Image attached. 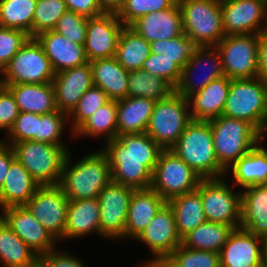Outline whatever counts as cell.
<instances>
[{
	"instance_id": "obj_1",
	"label": "cell",
	"mask_w": 267,
	"mask_h": 267,
	"mask_svg": "<svg viewBox=\"0 0 267 267\" xmlns=\"http://www.w3.org/2000/svg\"><path fill=\"white\" fill-rule=\"evenodd\" d=\"M101 150L111 168L112 182L148 189L162 148L146 133L124 134L105 142Z\"/></svg>"
},
{
	"instance_id": "obj_2",
	"label": "cell",
	"mask_w": 267,
	"mask_h": 267,
	"mask_svg": "<svg viewBox=\"0 0 267 267\" xmlns=\"http://www.w3.org/2000/svg\"><path fill=\"white\" fill-rule=\"evenodd\" d=\"M67 155L58 186L69 201L98 198L102 189L112 181L106 154L100 149L86 154L73 165Z\"/></svg>"
},
{
	"instance_id": "obj_3",
	"label": "cell",
	"mask_w": 267,
	"mask_h": 267,
	"mask_svg": "<svg viewBox=\"0 0 267 267\" xmlns=\"http://www.w3.org/2000/svg\"><path fill=\"white\" fill-rule=\"evenodd\" d=\"M171 150L202 179L227 176L215 155L209 121L191 120Z\"/></svg>"
},
{
	"instance_id": "obj_4",
	"label": "cell",
	"mask_w": 267,
	"mask_h": 267,
	"mask_svg": "<svg viewBox=\"0 0 267 267\" xmlns=\"http://www.w3.org/2000/svg\"><path fill=\"white\" fill-rule=\"evenodd\" d=\"M209 123L216 158L226 171L258 145L259 131L247 121L222 114Z\"/></svg>"
},
{
	"instance_id": "obj_5",
	"label": "cell",
	"mask_w": 267,
	"mask_h": 267,
	"mask_svg": "<svg viewBox=\"0 0 267 267\" xmlns=\"http://www.w3.org/2000/svg\"><path fill=\"white\" fill-rule=\"evenodd\" d=\"M182 28L196 47L216 46L224 37L221 0H178Z\"/></svg>"
},
{
	"instance_id": "obj_6",
	"label": "cell",
	"mask_w": 267,
	"mask_h": 267,
	"mask_svg": "<svg viewBox=\"0 0 267 267\" xmlns=\"http://www.w3.org/2000/svg\"><path fill=\"white\" fill-rule=\"evenodd\" d=\"M67 145H54L26 140L14 143L16 159L41 185H58L69 149Z\"/></svg>"
},
{
	"instance_id": "obj_7",
	"label": "cell",
	"mask_w": 267,
	"mask_h": 267,
	"mask_svg": "<svg viewBox=\"0 0 267 267\" xmlns=\"http://www.w3.org/2000/svg\"><path fill=\"white\" fill-rule=\"evenodd\" d=\"M190 121L188 99L174 91L155 103L146 133L162 149H171Z\"/></svg>"
},
{
	"instance_id": "obj_8",
	"label": "cell",
	"mask_w": 267,
	"mask_h": 267,
	"mask_svg": "<svg viewBox=\"0 0 267 267\" xmlns=\"http://www.w3.org/2000/svg\"><path fill=\"white\" fill-rule=\"evenodd\" d=\"M267 113V85L259 78L231 79L223 115L252 124L258 131Z\"/></svg>"
},
{
	"instance_id": "obj_9",
	"label": "cell",
	"mask_w": 267,
	"mask_h": 267,
	"mask_svg": "<svg viewBox=\"0 0 267 267\" xmlns=\"http://www.w3.org/2000/svg\"><path fill=\"white\" fill-rule=\"evenodd\" d=\"M3 86L45 84L53 81L55 72L42 45L29 38L1 72Z\"/></svg>"
},
{
	"instance_id": "obj_10",
	"label": "cell",
	"mask_w": 267,
	"mask_h": 267,
	"mask_svg": "<svg viewBox=\"0 0 267 267\" xmlns=\"http://www.w3.org/2000/svg\"><path fill=\"white\" fill-rule=\"evenodd\" d=\"M202 178L171 149H163L152 173L150 188L166 202L194 191Z\"/></svg>"
},
{
	"instance_id": "obj_11",
	"label": "cell",
	"mask_w": 267,
	"mask_h": 267,
	"mask_svg": "<svg viewBox=\"0 0 267 267\" xmlns=\"http://www.w3.org/2000/svg\"><path fill=\"white\" fill-rule=\"evenodd\" d=\"M224 177L202 179L200 196L206 221L240 228L241 190L234 192L233 185Z\"/></svg>"
},
{
	"instance_id": "obj_12",
	"label": "cell",
	"mask_w": 267,
	"mask_h": 267,
	"mask_svg": "<svg viewBox=\"0 0 267 267\" xmlns=\"http://www.w3.org/2000/svg\"><path fill=\"white\" fill-rule=\"evenodd\" d=\"M258 41L259 34L228 35L215 46L225 76L230 79L258 77Z\"/></svg>"
},
{
	"instance_id": "obj_13",
	"label": "cell",
	"mask_w": 267,
	"mask_h": 267,
	"mask_svg": "<svg viewBox=\"0 0 267 267\" xmlns=\"http://www.w3.org/2000/svg\"><path fill=\"white\" fill-rule=\"evenodd\" d=\"M68 202L58 185H44L36 190L25 206L58 242L64 241Z\"/></svg>"
},
{
	"instance_id": "obj_14",
	"label": "cell",
	"mask_w": 267,
	"mask_h": 267,
	"mask_svg": "<svg viewBox=\"0 0 267 267\" xmlns=\"http://www.w3.org/2000/svg\"><path fill=\"white\" fill-rule=\"evenodd\" d=\"M135 189L110 182L98 195L100 235L108 239L125 238L130 198Z\"/></svg>"
},
{
	"instance_id": "obj_15",
	"label": "cell",
	"mask_w": 267,
	"mask_h": 267,
	"mask_svg": "<svg viewBox=\"0 0 267 267\" xmlns=\"http://www.w3.org/2000/svg\"><path fill=\"white\" fill-rule=\"evenodd\" d=\"M221 10L225 36L266 32L265 0H221Z\"/></svg>"
},
{
	"instance_id": "obj_16",
	"label": "cell",
	"mask_w": 267,
	"mask_h": 267,
	"mask_svg": "<svg viewBox=\"0 0 267 267\" xmlns=\"http://www.w3.org/2000/svg\"><path fill=\"white\" fill-rule=\"evenodd\" d=\"M200 67L205 69L204 73H208L203 75L202 80H196L195 71L201 70ZM223 76L222 60L217 48L215 46L195 47L190 59L182 68L179 83L174 91L184 98H188L193 93L202 90L209 82Z\"/></svg>"
},
{
	"instance_id": "obj_17",
	"label": "cell",
	"mask_w": 267,
	"mask_h": 267,
	"mask_svg": "<svg viewBox=\"0 0 267 267\" xmlns=\"http://www.w3.org/2000/svg\"><path fill=\"white\" fill-rule=\"evenodd\" d=\"M123 27L117 14L88 18L84 44L88 61L115 57Z\"/></svg>"
},
{
	"instance_id": "obj_18",
	"label": "cell",
	"mask_w": 267,
	"mask_h": 267,
	"mask_svg": "<svg viewBox=\"0 0 267 267\" xmlns=\"http://www.w3.org/2000/svg\"><path fill=\"white\" fill-rule=\"evenodd\" d=\"M0 210L1 212L3 211V214L0 213V217L37 256H41L55 249L57 241L25 205Z\"/></svg>"
},
{
	"instance_id": "obj_19",
	"label": "cell",
	"mask_w": 267,
	"mask_h": 267,
	"mask_svg": "<svg viewBox=\"0 0 267 267\" xmlns=\"http://www.w3.org/2000/svg\"><path fill=\"white\" fill-rule=\"evenodd\" d=\"M266 240L242 228L230 234L219 252L221 267H262L265 265Z\"/></svg>"
},
{
	"instance_id": "obj_20",
	"label": "cell",
	"mask_w": 267,
	"mask_h": 267,
	"mask_svg": "<svg viewBox=\"0 0 267 267\" xmlns=\"http://www.w3.org/2000/svg\"><path fill=\"white\" fill-rule=\"evenodd\" d=\"M135 240L146 244L155 258H167L181 244L173 211L167 203Z\"/></svg>"
},
{
	"instance_id": "obj_21",
	"label": "cell",
	"mask_w": 267,
	"mask_h": 267,
	"mask_svg": "<svg viewBox=\"0 0 267 267\" xmlns=\"http://www.w3.org/2000/svg\"><path fill=\"white\" fill-rule=\"evenodd\" d=\"M52 83L57 109L69 115L83 94L93 86L89 62L55 73Z\"/></svg>"
},
{
	"instance_id": "obj_22",
	"label": "cell",
	"mask_w": 267,
	"mask_h": 267,
	"mask_svg": "<svg viewBox=\"0 0 267 267\" xmlns=\"http://www.w3.org/2000/svg\"><path fill=\"white\" fill-rule=\"evenodd\" d=\"M129 27L149 43L178 37L183 34L180 7L176 2L171 8L140 17Z\"/></svg>"
},
{
	"instance_id": "obj_23",
	"label": "cell",
	"mask_w": 267,
	"mask_h": 267,
	"mask_svg": "<svg viewBox=\"0 0 267 267\" xmlns=\"http://www.w3.org/2000/svg\"><path fill=\"white\" fill-rule=\"evenodd\" d=\"M42 45L55 73L88 63L84 45L72 42L52 30L35 37Z\"/></svg>"
},
{
	"instance_id": "obj_24",
	"label": "cell",
	"mask_w": 267,
	"mask_h": 267,
	"mask_svg": "<svg viewBox=\"0 0 267 267\" xmlns=\"http://www.w3.org/2000/svg\"><path fill=\"white\" fill-rule=\"evenodd\" d=\"M230 82L231 79L224 75L190 95L187 99L191 120L209 121L221 116L229 94Z\"/></svg>"
},
{
	"instance_id": "obj_25",
	"label": "cell",
	"mask_w": 267,
	"mask_h": 267,
	"mask_svg": "<svg viewBox=\"0 0 267 267\" xmlns=\"http://www.w3.org/2000/svg\"><path fill=\"white\" fill-rule=\"evenodd\" d=\"M240 228L267 240V184L241 190Z\"/></svg>"
},
{
	"instance_id": "obj_26",
	"label": "cell",
	"mask_w": 267,
	"mask_h": 267,
	"mask_svg": "<svg viewBox=\"0 0 267 267\" xmlns=\"http://www.w3.org/2000/svg\"><path fill=\"white\" fill-rule=\"evenodd\" d=\"M165 203L151 188L134 190L129 202L125 239H136Z\"/></svg>"
},
{
	"instance_id": "obj_27",
	"label": "cell",
	"mask_w": 267,
	"mask_h": 267,
	"mask_svg": "<svg viewBox=\"0 0 267 267\" xmlns=\"http://www.w3.org/2000/svg\"><path fill=\"white\" fill-rule=\"evenodd\" d=\"M91 233L100 235L98 198L69 201L64 240L82 238Z\"/></svg>"
},
{
	"instance_id": "obj_28",
	"label": "cell",
	"mask_w": 267,
	"mask_h": 267,
	"mask_svg": "<svg viewBox=\"0 0 267 267\" xmlns=\"http://www.w3.org/2000/svg\"><path fill=\"white\" fill-rule=\"evenodd\" d=\"M41 185L15 159L0 188V208L25 205Z\"/></svg>"
},
{
	"instance_id": "obj_29",
	"label": "cell",
	"mask_w": 267,
	"mask_h": 267,
	"mask_svg": "<svg viewBox=\"0 0 267 267\" xmlns=\"http://www.w3.org/2000/svg\"><path fill=\"white\" fill-rule=\"evenodd\" d=\"M93 86L101 88L109 100L118 101L128 97V75L115 57L89 62Z\"/></svg>"
},
{
	"instance_id": "obj_30",
	"label": "cell",
	"mask_w": 267,
	"mask_h": 267,
	"mask_svg": "<svg viewBox=\"0 0 267 267\" xmlns=\"http://www.w3.org/2000/svg\"><path fill=\"white\" fill-rule=\"evenodd\" d=\"M155 101L126 97L117 101V136L146 132Z\"/></svg>"
},
{
	"instance_id": "obj_31",
	"label": "cell",
	"mask_w": 267,
	"mask_h": 267,
	"mask_svg": "<svg viewBox=\"0 0 267 267\" xmlns=\"http://www.w3.org/2000/svg\"><path fill=\"white\" fill-rule=\"evenodd\" d=\"M13 94L20 112L52 113L57 109L53 83L6 86Z\"/></svg>"
},
{
	"instance_id": "obj_32",
	"label": "cell",
	"mask_w": 267,
	"mask_h": 267,
	"mask_svg": "<svg viewBox=\"0 0 267 267\" xmlns=\"http://www.w3.org/2000/svg\"><path fill=\"white\" fill-rule=\"evenodd\" d=\"M166 203L173 211L177 233L181 238L206 221L200 183L196 190L176 196Z\"/></svg>"
},
{
	"instance_id": "obj_33",
	"label": "cell",
	"mask_w": 267,
	"mask_h": 267,
	"mask_svg": "<svg viewBox=\"0 0 267 267\" xmlns=\"http://www.w3.org/2000/svg\"><path fill=\"white\" fill-rule=\"evenodd\" d=\"M228 172H231L233 185H239L243 189L253 185L267 184L266 153L257 145L229 167L226 173Z\"/></svg>"
},
{
	"instance_id": "obj_34",
	"label": "cell",
	"mask_w": 267,
	"mask_h": 267,
	"mask_svg": "<svg viewBox=\"0 0 267 267\" xmlns=\"http://www.w3.org/2000/svg\"><path fill=\"white\" fill-rule=\"evenodd\" d=\"M234 226L205 221L181 238V245L194 250L214 251L219 253Z\"/></svg>"
},
{
	"instance_id": "obj_35",
	"label": "cell",
	"mask_w": 267,
	"mask_h": 267,
	"mask_svg": "<svg viewBox=\"0 0 267 267\" xmlns=\"http://www.w3.org/2000/svg\"><path fill=\"white\" fill-rule=\"evenodd\" d=\"M150 54V43L129 26H124L115 55L118 63L127 71L139 70Z\"/></svg>"
},
{
	"instance_id": "obj_36",
	"label": "cell",
	"mask_w": 267,
	"mask_h": 267,
	"mask_svg": "<svg viewBox=\"0 0 267 267\" xmlns=\"http://www.w3.org/2000/svg\"><path fill=\"white\" fill-rule=\"evenodd\" d=\"M38 256L0 217V263L3 267H27Z\"/></svg>"
},
{
	"instance_id": "obj_37",
	"label": "cell",
	"mask_w": 267,
	"mask_h": 267,
	"mask_svg": "<svg viewBox=\"0 0 267 267\" xmlns=\"http://www.w3.org/2000/svg\"><path fill=\"white\" fill-rule=\"evenodd\" d=\"M75 137L105 136L106 141L117 138V101L109 100L98 108L74 133Z\"/></svg>"
},
{
	"instance_id": "obj_38",
	"label": "cell",
	"mask_w": 267,
	"mask_h": 267,
	"mask_svg": "<svg viewBox=\"0 0 267 267\" xmlns=\"http://www.w3.org/2000/svg\"><path fill=\"white\" fill-rule=\"evenodd\" d=\"M172 92H174V88L159 76L142 69L129 71V97H144L157 102L165 99Z\"/></svg>"
},
{
	"instance_id": "obj_39",
	"label": "cell",
	"mask_w": 267,
	"mask_h": 267,
	"mask_svg": "<svg viewBox=\"0 0 267 267\" xmlns=\"http://www.w3.org/2000/svg\"><path fill=\"white\" fill-rule=\"evenodd\" d=\"M37 0H0V27L25 31L31 38Z\"/></svg>"
},
{
	"instance_id": "obj_40",
	"label": "cell",
	"mask_w": 267,
	"mask_h": 267,
	"mask_svg": "<svg viewBox=\"0 0 267 267\" xmlns=\"http://www.w3.org/2000/svg\"><path fill=\"white\" fill-rule=\"evenodd\" d=\"M64 0H37L33 16L31 38L55 29L60 17L67 11Z\"/></svg>"
},
{
	"instance_id": "obj_41",
	"label": "cell",
	"mask_w": 267,
	"mask_h": 267,
	"mask_svg": "<svg viewBox=\"0 0 267 267\" xmlns=\"http://www.w3.org/2000/svg\"><path fill=\"white\" fill-rule=\"evenodd\" d=\"M195 47L185 33L172 39L150 42L151 53L164 55L173 60L181 69L190 59Z\"/></svg>"
},
{
	"instance_id": "obj_42",
	"label": "cell",
	"mask_w": 267,
	"mask_h": 267,
	"mask_svg": "<svg viewBox=\"0 0 267 267\" xmlns=\"http://www.w3.org/2000/svg\"><path fill=\"white\" fill-rule=\"evenodd\" d=\"M166 259L172 267H221L219 253L194 250L181 244Z\"/></svg>"
},
{
	"instance_id": "obj_43",
	"label": "cell",
	"mask_w": 267,
	"mask_h": 267,
	"mask_svg": "<svg viewBox=\"0 0 267 267\" xmlns=\"http://www.w3.org/2000/svg\"><path fill=\"white\" fill-rule=\"evenodd\" d=\"M109 101L107 94L99 87L92 86L79 99L76 107L68 115L72 122L71 131L73 133L101 106Z\"/></svg>"
},
{
	"instance_id": "obj_44",
	"label": "cell",
	"mask_w": 267,
	"mask_h": 267,
	"mask_svg": "<svg viewBox=\"0 0 267 267\" xmlns=\"http://www.w3.org/2000/svg\"><path fill=\"white\" fill-rule=\"evenodd\" d=\"M68 121L66 113L56 110L48 114H38V135H35V141L54 144L65 145L61 140L63 131L65 129V122Z\"/></svg>"
},
{
	"instance_id": "obj_45",
	"label": "cell",
	"mask_w": 267,
	"mask_h": 267,
	"mask_svg": "<svg viewBox=\"0 0 267 267\" xmlns=\"http://www.w3.org/2000/svg\"><path fill=\"white\" fill-rule=\"evenodd\" d=\"M177 0H125V3L117 14L124 26H130L140 17L171 8Z\"/></svg>"
},
{
	"instance_id": "obj_46",
	"label": "cell",
	"mask_w": 267,
	"mask_h": 267,
	"mask_svg": "<svg viewBox=\"0 0 267 267\" xmlns=\"http://www.w3.org/2000/svg\"><path fill=\"white\" fill-rule=\"evenodd\" d=\"M141 69L161 77L173 88L179 83L182 71L173 60L164 57V55L154 53H151L148 58L143 61Z\"/></svg>"
},
{
	"instance_id": "obj_47",
	"label": "cell",
	"mask_w": 267,
	"mask_h": 267,
	"mask_svg": "<svg viewBox=\"0 0 267 267\" xmlns=\"http://www.w3.org/2000/svg\"><path fill=\"white\" fill-rule=\"evenodd\" d=\"M88 18L67 10L58 20L54 31L72 42L84 45Z\"/></svg>"
},
{
	"instance_id": "obj_48",
	"label": "cell",
	"mask_w": 267,
	"mask_h": 267,
	"mask_svg": "<svg viewBox=\"0 0 267 267\" xmlns=\"http://www.w3.org/2000/svg\"><path fill=\"white\" fill-rule=\"evenodd\" d=\"M29 38L23 30L0 27V72Z\"/></svg>"
},
{
	"instance_id": "obj_49",
	"label": "cell",
	"mask_w": 267,
	"mask_h": 267,
	"mask_svg": "<svg viewBox=\"0 0 267 267\" xmlns=\"http://www.w3.org/2000/svg\"><path fill=\"white\" fill-rule=\"evenodd\" d=\"M35 135H38V114L20 112L12 128L6 134L9 141L8 139L3 141L12 146L21 141H35Z\"/></svg>"
},
{
	"instance_id": "obj_50",
	"label": "cell",
	"mask_w": 267,
	"mask_h": 267,
	"mask_svg": "<svg viewBox=\"0 0 267 267\" xmlns=\"http://www.w3.org/2000/svg\"><path fill=\"white\" fill-rule=\"evenodd\" d=\"M20 111L11 91L5 87H0V130L8 131L12 128Z\"/></svg>"
},
{
	"instance_id": "obj_51",
	"label": "cell",
	"mask_w": 267,
	"mask_h": 267,
	"mask_svg": "<svg viewBox=\"0 0 267 267\" xmlns=\"http://www.w3.org/2000/svg\"><path fill=\"white\" fill-rule=\"evenodd\" d=\"M48 267H86L81 260L69 253L53 249L40 256Z\"/></svg>"
},
{
	"instance_id": "obj_52",
	"label": "cell",
	"mask_w": 267,
	"mask_h": 267,
	"mask_svg": "<svg viewBox=\"0 0 267 267\" xmlns=\"http://www.w3.org/2000/svg\"><path fill=\"white\" fill-rule=\"evenodd\" d=\"M69 11L87 18H94L103 13L99 0H64Z\"/></svg>"
},
{
	"instance_id": "obj_53",
	"label": "cell",
	"mask_w": 267,
	"mask_h": 267,
	"mask_svg": "<svg viewBox=\"0 0 267 267\" xmlns=\"http://www.w3.org/2000/svg\"><path fill=\"white\" fill-rule=\"evenodd\" d=\"M16 159L12 146L0 141V188L2 187L11 163Z\"/></svg>"
},
{
	"instance_id": "obj_54",
	"label": "cell",
	"mask_w": 267,
	"mask_h": 267,
	"mask_svg": "<svg viewBox=\"0 0 267 267\" xmlns=\"http://www.w3.org/2000/svg\"><path fill=\"white\" fill-rule=\"evenodd\" d=\"M258 77L267 85V32L259 34Z\"/></svg>"
},
{
	"instance_id": "obj_55",
	"label": "cell",
	"mask_w": 267,
	"mask_h": 267,
	"mask_svg": "<svg viewBox=\"0 0 267 267\" xmlns=\"http://www.w3.org/2000/svg\"><path fill=\"white\" fill-rule=\"evenodd\" d=\"M103 13L118 14L122 9L125 0H99Z\"/></svg>"
},
{
	"instance_id": "obj_56",
	"label": "cell",
	"mask_w": 267,
	"mask_h": 267,
	"mask_svg": "<svg viewBox=\"0 0 267 267\" xmlns=\"http://www.w3.org/2000/svg\"><path fill=\"white\" fill-rule=\"evenodd\" d=\"M139 267H172L166 258H152Z\"/></svg>"
},
{
	"instance_id": "obj_57",
	"label": "cell",
	"mask_w": 267,
	"mask_h": 267,
	"mask_svg": "<svg viewBox=\"0 0 267 267\" xmlns=\"http://www.w3.org/2000/svg\"><path fill=\"white\" fill-rule=\"evenodd\" d=\"M27 267H48L47 263L38 256L32 263H30Z\"/></svg>"
},
{
	"instance_id": "obj_58",
	"label": "cell",
	"mask_w": 267,
	"mask_h": 267,
	"mask_svg": "<svg viewBox=\"0 0 267 267\" xmlns=\"http://www.w3.org/2000/svg\"><path fill=\"white\" fill-rule=\"evenodd\" d=\"M266 133H267V113L262 128L259 131V140H264L265 137L263 136L266 135Z\"/></svg>"
},
{
	"instance_id": "obj_59",
	"label": "cell",
	"mask_w": 267,
	"mask_h": 267,
	"mask_svg": "<svg viewBox=\"0 0 267 267\" xmlns=\"http://www.w3.org/2000/svg\"><path fill=\"white\" fill-rule=\"evenodd\" d=\"M262 140H259L258 141V146L266 153V156H267V148H265L264 146H262L261 144H262Z\"/></svg>"
},
{
	"instance_id": "obj_60",
	"label": "cell",
	"mask_w": 267,
	"mask_h": 267,
	"mask_svg": "<svg viewBox=\"0 0 267 267\" xmlns=\"http://www.w3.org/2000/svg\"><path fill=\"white\" fill-rule=\"evenodd\" d=\"M265 265L267 266V240L265 245Z\"/></svg>"
}]
</instances>
